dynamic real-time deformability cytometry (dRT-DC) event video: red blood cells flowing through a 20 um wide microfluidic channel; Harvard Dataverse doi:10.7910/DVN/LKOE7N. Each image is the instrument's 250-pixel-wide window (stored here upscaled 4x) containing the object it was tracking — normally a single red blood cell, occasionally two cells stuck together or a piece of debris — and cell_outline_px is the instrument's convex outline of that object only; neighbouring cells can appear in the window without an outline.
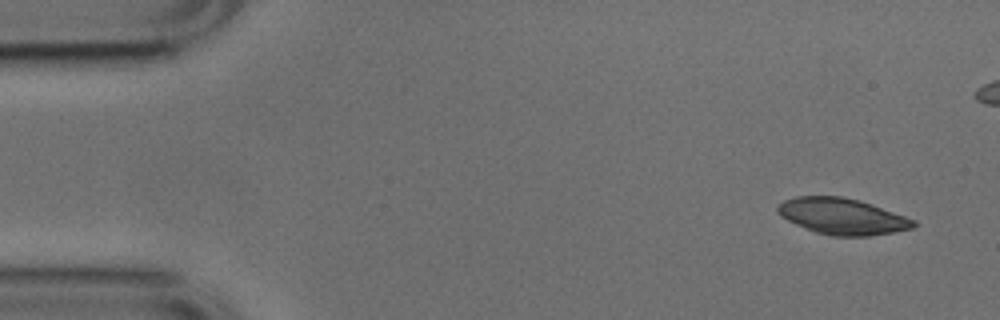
{"species": "common noctule bat (a hibernating species)", "species_latin": "Nyctalus noctula", "temperature_condition": "cold", "stored_images_in_passage": 4, "camera_frame_rate_fps": 3000, "um_per_image_px": 0.085, "animal": {"sex": "male", "body_mass_g": 17.9, "forearm_length_mm": 54.2}, "frame": {"image": 1, "passage_image": 1, "time_ms": 0.0, "image_size_px": [1000, 320], "cell_outline_px": [[916, 224], [912, 228], [892, 232], [868, 236], [832, 236], [816, 232], [796, 224], [780, 216], [776, 212], [776, 208], [784, 200], [796, 196], [840, 196], [860, 200], [872, 204], [916, 220]], "centroid_in_image_um": [71.58, 18.38], "position_along_channel_um": 13.4, "area_um2": 28.55}}